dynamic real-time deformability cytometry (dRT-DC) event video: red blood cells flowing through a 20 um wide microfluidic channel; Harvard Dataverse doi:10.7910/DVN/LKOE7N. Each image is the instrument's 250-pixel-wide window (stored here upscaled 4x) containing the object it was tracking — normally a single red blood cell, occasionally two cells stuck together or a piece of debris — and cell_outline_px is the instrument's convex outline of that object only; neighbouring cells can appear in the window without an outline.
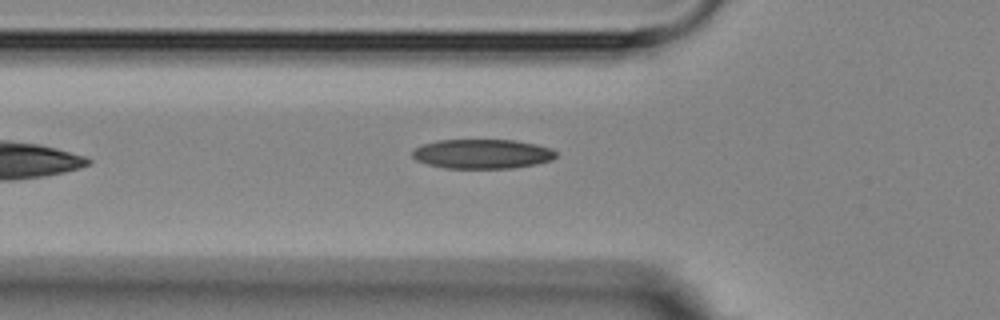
{"species": "Egyptian fruit bat (a non-hibernating species)", "species_latin": "Rousettus aegyptiacus", "temperature_condition": "room temperature", "stored_images_in_passage": 5, "camera_frame_rate_fps": 3000, "um_per_image_px": 0.085, "animal": {"sex": "female"}, "frame": {"image": 1, "passage_image": 5, "time_ms": 5.667, "image_size_px": [1000, 320], "cell_outline_px": [[556, 156], [552, 160], [536, 164], [512, 168], [444, 168], [428, 164], [416, 160], [412, 156], [412, 152], [420, 144], [436, 140], [516, 140], [536, 144], [552, 148], [556, 152]], "centroid_in_image_um": [40.99, 13.07], "position_along_channel_um": 84.8, "area_um2": 24.8}}